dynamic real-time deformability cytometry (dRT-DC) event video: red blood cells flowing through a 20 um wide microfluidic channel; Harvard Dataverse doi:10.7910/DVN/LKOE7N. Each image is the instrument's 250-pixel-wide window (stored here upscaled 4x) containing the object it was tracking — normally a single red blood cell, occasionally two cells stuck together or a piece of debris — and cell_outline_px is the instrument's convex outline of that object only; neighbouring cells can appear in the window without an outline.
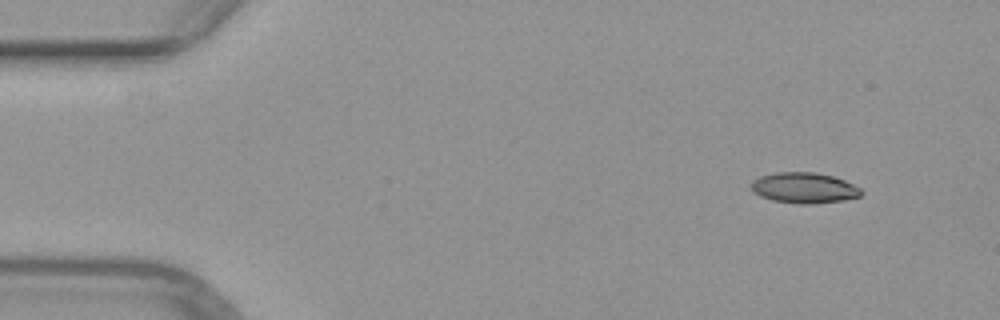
{"species": "common noctule bat (a hibernating species)", "species_latin": "Nyctalus noctula", "temperature_condition": "warm", "stored_images_in_passage": 9, "camera_frame_rate_fps": 3000, "um_per_image_px": 0.085, "animal": {"sex": "female", "body_mass_g": 29.2, "forearm_length_mm": 56.3}, "frame": {"image": 1, "passage_image": 1, "time_ms": 0.0, "image_size_px": [1000, 320], "cell_outline_px": [[864, 192], [860, 196], [844, 200], [808, 204], [800, 204], [772, 200], [760, 196], [752, 192], [752, 180], [760, 176], [776, 172], [816, 172], [832, 176], [844, 180], [860, 188]], "centroid_in_image_um": [68.34, 15.96], "position_along_channel_um": 16.7, "area_um2": 19.65}}